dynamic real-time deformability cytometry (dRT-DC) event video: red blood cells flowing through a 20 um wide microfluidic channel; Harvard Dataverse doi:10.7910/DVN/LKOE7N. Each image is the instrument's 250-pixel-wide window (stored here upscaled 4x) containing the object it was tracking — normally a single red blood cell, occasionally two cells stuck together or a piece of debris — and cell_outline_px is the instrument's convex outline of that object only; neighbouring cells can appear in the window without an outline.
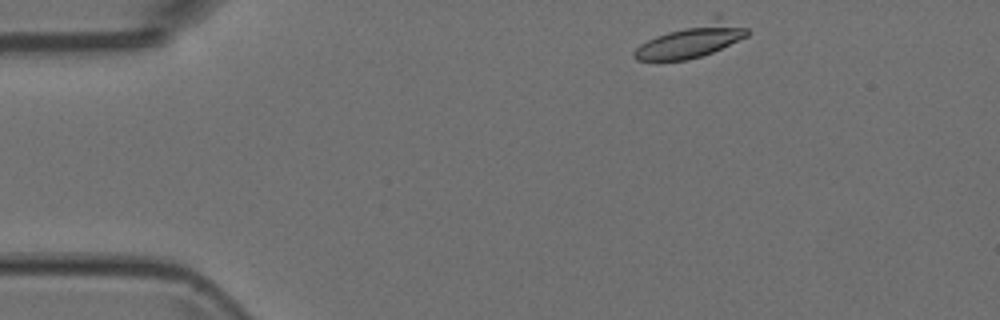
{"species": "Egyptian fruit bat (a non-hibernating species)", "species_latin": "Rousettus aegyptiacus", "temperature_condition": "room temperature", "stored_images_in_passage": 4, "camera_frame_rate_fps": 3000, "um_per_image_px": 0.085, "animal": {"sex": "female"}, "frame": {"image": 1, "passage_image": 1, "time_ms": 0.0, "image_size_px": [1000, 320], "cell_outline_px": [[748, 36], [712, 52], [688, 60], [636, 60], [632, 56], [632, 52], [640, 44], [656, 36], [716, 12], [720, 12], [748, 28]], "centroid_in_image_um": [58.86, 3.35], "position_along_channel_um": 26.1, "area_um2": 23.18}}